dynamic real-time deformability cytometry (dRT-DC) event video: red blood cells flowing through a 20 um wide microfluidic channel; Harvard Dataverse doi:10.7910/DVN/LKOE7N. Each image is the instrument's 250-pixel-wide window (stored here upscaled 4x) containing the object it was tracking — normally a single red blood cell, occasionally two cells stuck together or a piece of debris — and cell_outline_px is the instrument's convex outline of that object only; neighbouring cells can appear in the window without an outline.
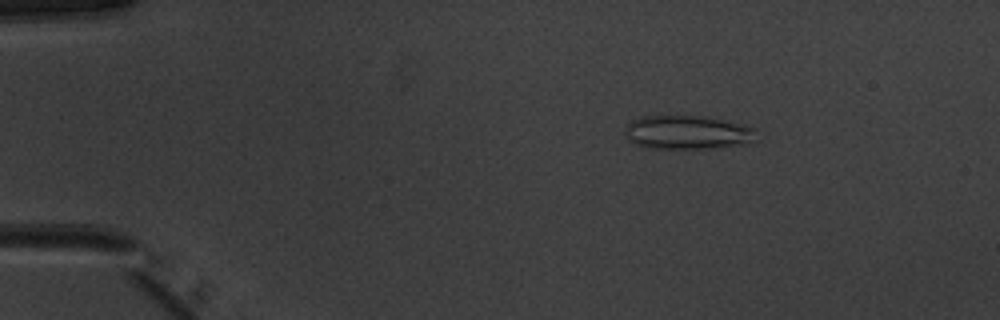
{"species": "common noctule bat (a hibernating species)", "species_latin": "Nyctalus noctula", "temperature_condition": "warm", "stored_images_in_passage": 52, "camera_frame_rate_fps": 3000, "um_per_image_px": 0.085, "animal": {"sex": "male", "body_mass_g": 20.1, "forearm_length_mm": 53.5}, "frame": {"image": 1, "passage_image": 9, "time_ms": 2.667, "image_size_px": [1000, 320], "cell_outline_px": [[756, 140], [744, 144], [712, 148], [656, 148], [636, 144], [628, 136], [628, 124], [632, 120], [644, 116], [704, 116], [756, 128]], "centroid_in_image_um": [58.51, 11.25], "position_along_channel_um": 26.5, "area_um2": 25.26}}
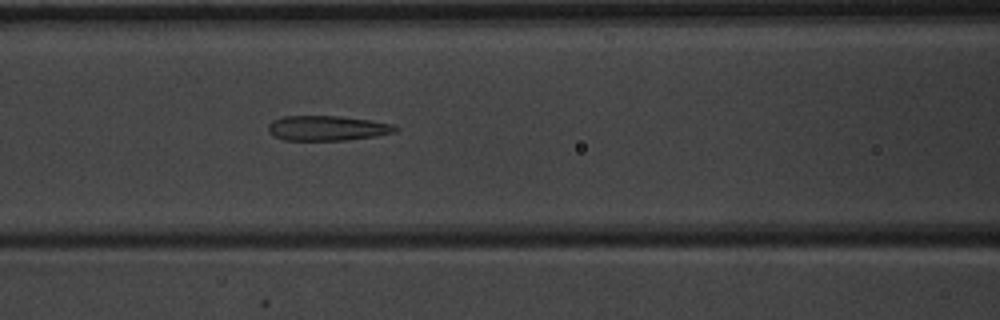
{"frame": {"image": 2, "passage_image": 23, "time_ms": 7.333, "image_size_px": [1000, 320], "cell_outline_px": [[400, 128], [396, 132], [376, 136], [348, 140], [284, 140], [272, 136], [268, 132], [268, 124], [272, 120], [284, 116], [340, 116], [372, 120], [392, 124]], "centroid_in_image_um": [27.82, 10.89], "position_along_channel_um": 138.8, "area_um2": 18.73}}
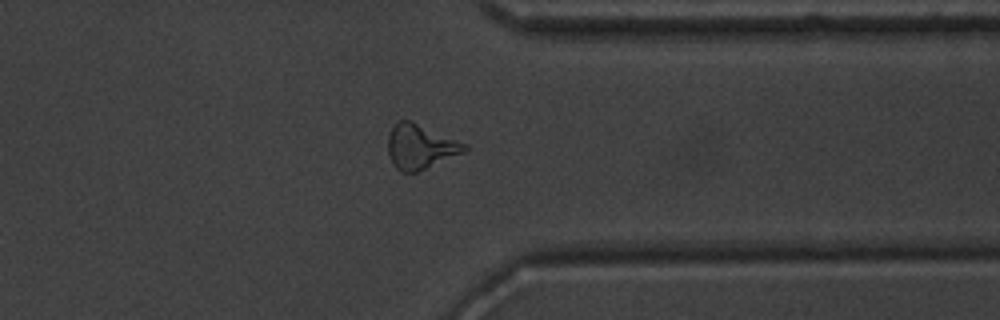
{"frame": {"image": 3, "passage_image": 41, "time_ms": 13.333, "image_size_px": [1000, 320], "cell_outline_px": [[468, 148], [464, 152], [416, 172], [400, 172], [392, 164], [388, 152], [388, 136], [396, 120], [412, 120], [468, 144]], "centroid_in_image_um": [35.71, 12.44], "position_along_channel_um": 375.7, "area_um2": 20.0}, "authors_computed_cell_mechanics": {"area_um2": 19.3052, "velocity_mm_per_s": 3.9918, "shape_relaxation_time_tau1_ms": null, "shape_relaxation_time_tau2_ms": 2.4954, "deformation_change_tau1": null, "deformation_change_tau2": 0.1442}}